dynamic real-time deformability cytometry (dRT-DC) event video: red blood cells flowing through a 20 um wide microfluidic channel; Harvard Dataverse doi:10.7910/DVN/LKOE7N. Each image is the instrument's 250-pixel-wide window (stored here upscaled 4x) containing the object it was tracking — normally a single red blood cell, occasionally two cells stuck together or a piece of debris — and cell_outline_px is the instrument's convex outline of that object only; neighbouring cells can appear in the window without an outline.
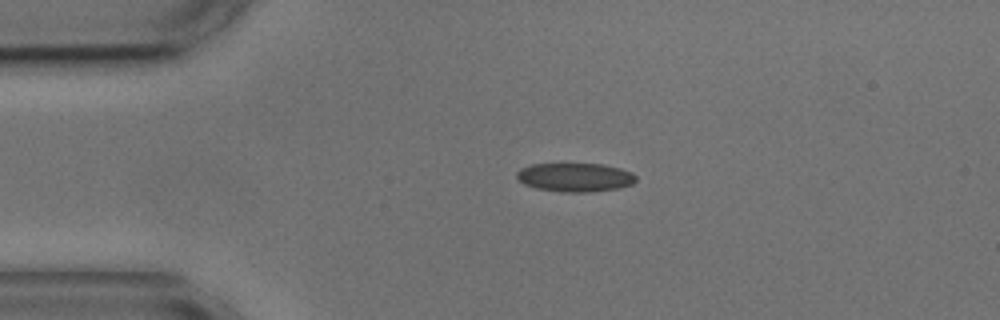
{"species": "common noctule bat (a hibernating species)", "species_latin": "Nyctalus noctula", "temperature_condition": "cold", "stored_images_in_passage": 2, "camera_frame_rate_fps": 3000, "um_per_image_px": 0.085, "animal": {"sex": "male", "body_mass_g": 17.9, "forearm_length_mm": 54.2}, "frame": {"image": 1, "passage_image": 1, "time_ms": 0.0, "image_size_px": [1000, 320], "cell_outline_px": [[636, 180], [632, 184], [620, 188], [592, 192], [564, 192], [536, 188], [524, 184], [516, 176], [516, 172], [520, 168], [532, 164], [604, 164], [620, 168], [632, 172], [636, 176]], "centroid_in_image_um": [48.9, 15.07], "position_along_channel_um": 36.1, "area_um2": 20.06}}